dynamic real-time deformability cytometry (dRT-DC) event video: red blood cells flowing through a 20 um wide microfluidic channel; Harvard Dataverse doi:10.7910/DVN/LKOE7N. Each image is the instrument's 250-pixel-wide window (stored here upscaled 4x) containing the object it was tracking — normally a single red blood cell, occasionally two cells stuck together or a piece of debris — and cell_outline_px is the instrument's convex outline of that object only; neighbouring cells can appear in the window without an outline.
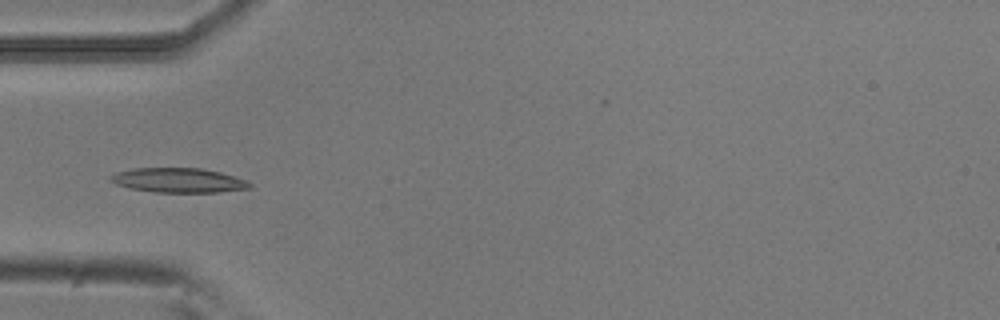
{"species": "common noctule bat (a hibernating species)", "species_latin": "Nyctalus noctula", "temperature_condition": "room temperature", "stored_images_in_passage": 3, "camera_frame_rate_fps": 3000, "um_per_image_px": 0.085, "animal": {"sex": "male", "body_mass_g": 20.5, "forearm_length_mm": 52.5}, "frame": {"image": 1, "passage_image": 3, "time_ms": 0.667, "image_size_px": [1000, 320], "cell_outline_px": [[252, 188], [220, 192], [152, 192], [132, 188], [116, 184], [108, 180], [108, 176], [116, 172], [132, 168], [200, 168], [220, 172], [244, 180], [252, 184]], "centroid_in_image_um": [15.13, 15.32], "position_along_channel_um": 69.9, "area_um2": 19.88}}